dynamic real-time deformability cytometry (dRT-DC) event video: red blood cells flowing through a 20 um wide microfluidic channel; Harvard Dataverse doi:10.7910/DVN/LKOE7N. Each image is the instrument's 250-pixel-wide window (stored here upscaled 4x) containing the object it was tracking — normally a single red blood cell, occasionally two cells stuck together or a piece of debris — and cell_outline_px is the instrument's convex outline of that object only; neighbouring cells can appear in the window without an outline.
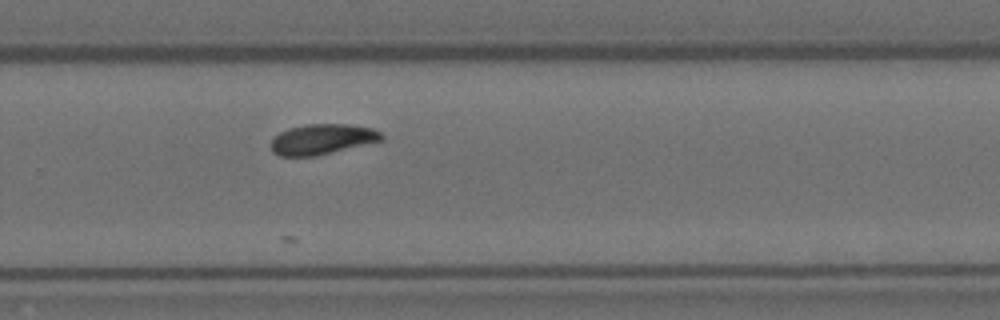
{"species": "Egyptian fruit bat (a non-hibernating species)", "species_latin": "Rousettus aegyptiacus", "temperature_condition": "room temperature", "stored_images_in_passage": 30, "camera_frame_rate_fps": 3000, "um_per_image_px": 0.085, "animal": {"sex": "female"}, "frame": {"image": 1, "passage_image": 23, "time_ms": 7.333, "image_size_px": [1000, 320], "cell_outline_px": [[384, 140], [316, 156], [280, 156], [272, 152], [268, 144], [280, 132], [288, 128], [304, 124], [348, 124], [372, 128], [380, 132], [384, 136]], "centroid_in_image_um": [27.36, 11.83], "position_along_channel_um": 302.4, "area_um2": 19.77}}